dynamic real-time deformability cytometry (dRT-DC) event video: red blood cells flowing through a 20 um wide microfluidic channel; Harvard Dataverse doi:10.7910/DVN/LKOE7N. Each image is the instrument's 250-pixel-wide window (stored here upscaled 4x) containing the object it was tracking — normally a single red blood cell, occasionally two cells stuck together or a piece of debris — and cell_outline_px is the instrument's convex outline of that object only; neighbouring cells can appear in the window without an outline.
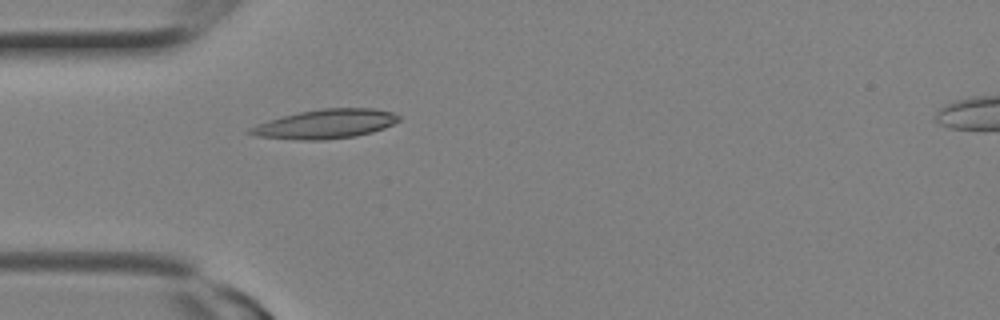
{"species": "Egyptian fruit bat (a non-hibernating species)", "species_latin": "Rousettus aegyptiacus", "temperature_condition": "room temperature", "stored_images_in_passage": 2, "camera_frame_rate_fps": 3000, "um_per_image_px": 0.085, "animal": {"sex": "female"}, "frame": {"image": 1, "passage_image": 2, "time_ms": 0.333, "image_size_px": [1000, 320], "cell_outline_px": [[400, 120], [384, 128], [372, 132], [356, 136], [324, 140], [300, 140], [256, 136], [244, 132], [248, 128], [256, 124], [284, 116], [300, 112], [324, 108], [372, 108], [392, 112], [400, 116]], "centroid_in_image_um": [27.65, 10.54], "position_along_channel_um": 57.3, "area_um2": 25.26}}